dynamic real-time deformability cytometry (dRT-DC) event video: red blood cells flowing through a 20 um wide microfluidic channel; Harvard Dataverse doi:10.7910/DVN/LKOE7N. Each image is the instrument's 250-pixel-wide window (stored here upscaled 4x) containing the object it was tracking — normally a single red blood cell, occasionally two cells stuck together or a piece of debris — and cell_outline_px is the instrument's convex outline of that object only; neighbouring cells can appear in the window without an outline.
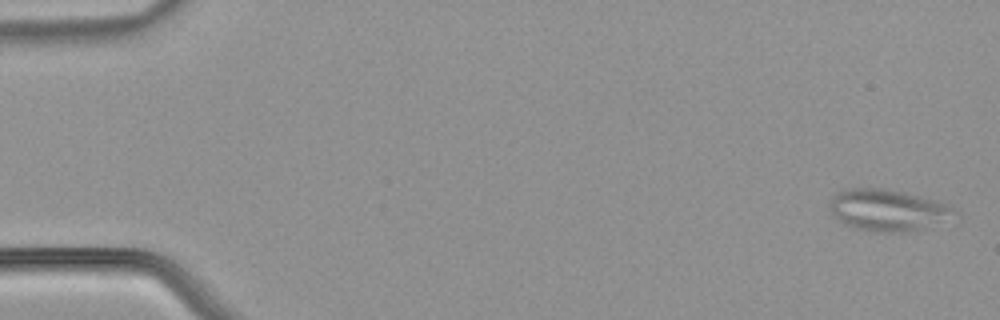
{"species": "common noctule bat (a hibernating species)", "species_latin": "Nyctalus noctula", "temperature_condition": "warm", "stored_images_in_passage": 10, "camera_frame_rate_fps": 3000, "um_per_image_px": 0.085, "animal": {"sex": "male", "body_mass_g": 21.5, "forearm_length_mm": 52.0}, "frame": {"image": 1, "passage_image": 2, "time_ms": 0.333, "image_size_px": [1000, 320], "cell_outline_px": [[960, 224], [904, 232], [872, 232], [856, 228], [844, 224], [836, 220], [828, 204], [832, 196], [836, 192], [844, 188], [880, 188], [904, 192], [936, 200], [948, 204], [960, 212]], "centroid_in_image_um": [75.67, 17.91], "position_along_channel_um": 9.3, "area_um2": 32.08}}